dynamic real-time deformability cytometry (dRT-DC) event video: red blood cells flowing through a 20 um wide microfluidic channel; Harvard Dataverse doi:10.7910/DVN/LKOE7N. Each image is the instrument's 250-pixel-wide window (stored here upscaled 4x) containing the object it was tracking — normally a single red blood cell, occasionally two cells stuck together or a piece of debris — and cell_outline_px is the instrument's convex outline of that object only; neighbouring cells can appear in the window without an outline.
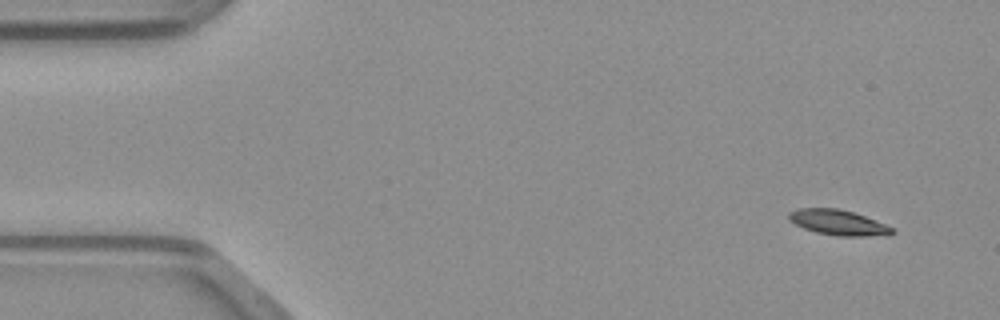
{"species": "common noctule bat (a hibernating species)", "species_latin": "Nyctalus noctula", "temperature_condition": "warm", "stored_images_in_passage": 4, "camera_frame_rate_fps": 3000, "um_per_image_px": 0.085, "animal": {"sex": "male", "body_mass_g": 23.1, "forearm_length_mm": 52.7}, "frame": {"image": 1, "passage_image": 1, "time_ms": 0.0, "image_size_px": [1000, 320], "cell_outline_px": [[896, 232], [864, 236], [836, 236], [816, 232], [804, 228], [788, 220], [788, 212], [800, 208], [836, 208], [852, 212], [864, 216], [896, 228]], "centroid_in_image_um": [71.21, 18.9], "position_along_channel_um": 13.8, "area_um2": 15.03}}